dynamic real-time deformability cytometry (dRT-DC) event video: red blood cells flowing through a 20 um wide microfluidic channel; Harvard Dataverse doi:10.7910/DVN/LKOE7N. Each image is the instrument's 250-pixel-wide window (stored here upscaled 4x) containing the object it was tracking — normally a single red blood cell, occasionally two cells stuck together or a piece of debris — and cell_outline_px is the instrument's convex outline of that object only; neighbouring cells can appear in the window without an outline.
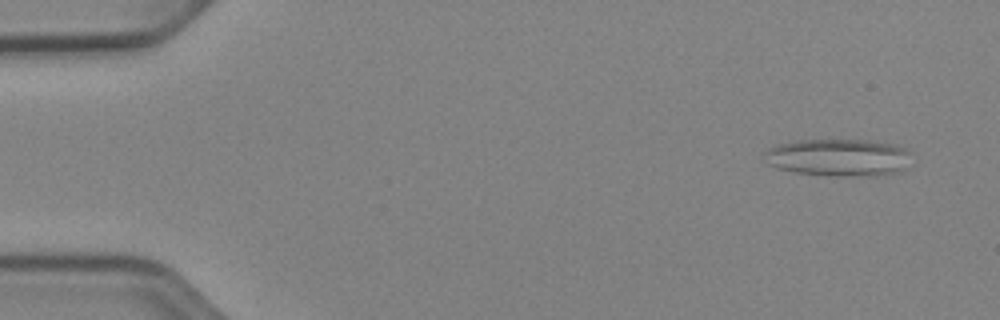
{"species": "Egyptian fruit bat (a non-hibernating species)", "species_latin": "Rousettus aegyptiacus", "temperature_condition": "cold", "stored_images_in_passage": 50, "camera_frame_rate_fps": 3000, "um_per_image_px": 0.085, "animal": {"sex": "female"}, "frame": {"image": 1, "passage_image": 1, "time_ms": 0.0, "image_size_px": [1000, 320], "cell_outline_px": [[908, 152], [900, 168], [896, 172], [876, 176], [828, 176], [796, 172], [780, 168], [768, 164], [764, 152], [768, 148], [780, 144], [800, 140], [868, 140], [892, 144], [904, 148]], "centroid_in_image_um": [71.19, 13.39], "position_along_channel_um": 13.8, "area_um2": 31.27}}
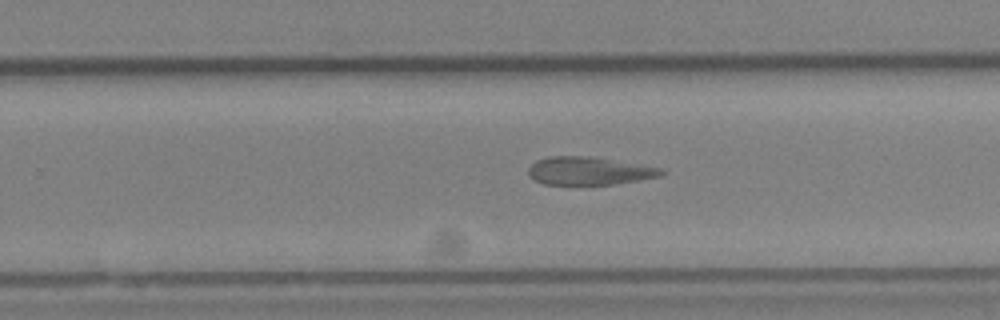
{"frame": {"image": 2, "passage_image": 31, "time_ms": 10.0, "image_size_px": [1000, 320], "cell_outline_px": [[668, 172], [660, 176], [640, 180], [612, 184], [544, 184], [528, 176], [528, 168], [536, 160], [548, 156], [588, 156], [664, 168]], "centroid_in_image_um": [50.09, 14.52], "position_along_channel_um": 279.7, "area_um2": 21.68}}
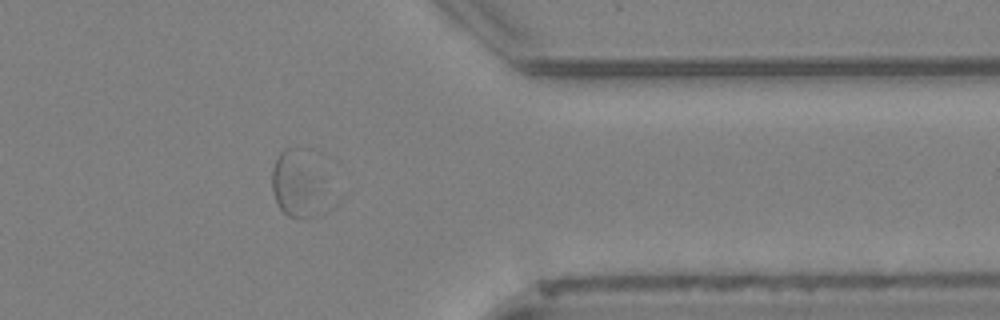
{"frame": {"image": 3, "passage_image": 40, "time_ms": 13.0, "image_size_px": [1000, 320], "cell_outline_px": [[320, 180], [312, 216], [300, 220], [288, 216], [280, 208], [272, 192], [272, 172], [276, 160], [280, 152], [284, 148], [300, 148]], "centroid_in_image_um": [25.06, 15.63], "position_along_channel_um": 386.3, "area_um2": 18.61}, "authors_computed_cell_mechanics": {"area_um2": 22.7443, "velocity_mm_per_s": 3.8794, "shape_relaxation_time_tau1_ms": null, "shape_relaxation_time_tau2_ms": 7.6978, "deformation_change_tau1": null, "deformation_change_tau2": 0.1553}}